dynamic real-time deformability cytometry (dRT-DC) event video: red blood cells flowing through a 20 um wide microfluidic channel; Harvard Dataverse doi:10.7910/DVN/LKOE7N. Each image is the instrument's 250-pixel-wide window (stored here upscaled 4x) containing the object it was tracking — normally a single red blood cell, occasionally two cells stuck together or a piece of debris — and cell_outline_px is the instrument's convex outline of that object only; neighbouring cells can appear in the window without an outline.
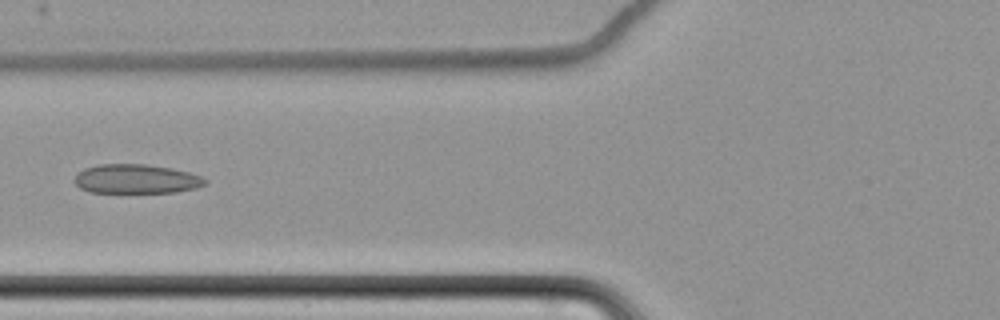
{"species": "common noctule bat (a hibernating species)", "species_latin": "Nyctalus noctula", "temperature_condition": "cold", "stored_images_in_passage": 7, "camera_frame_rate_fps": 3000, "um_per_image_px": 0.085, "animal": {"sex": "female", "body_mass_g": 22.7, "forearm_length_mm": 54.2}, "frame": {"image": 1, "passage_image": 7, "time_ms": 8.333, "image_size_px": [1000, 320], "cell_outline_px": [[208, 180], [204, 184], [196, 188], [176, 192], [88, 192], [80, 188], [72, 180], [76, 172], [84, 168], [100, 164], [148, 164], [172, 168], [188, 172], [200, 176]], "centroid_in_image_um": [11.53, 15.2], "position_along_channel_um": 114.3, "area_um2": 22.37}}